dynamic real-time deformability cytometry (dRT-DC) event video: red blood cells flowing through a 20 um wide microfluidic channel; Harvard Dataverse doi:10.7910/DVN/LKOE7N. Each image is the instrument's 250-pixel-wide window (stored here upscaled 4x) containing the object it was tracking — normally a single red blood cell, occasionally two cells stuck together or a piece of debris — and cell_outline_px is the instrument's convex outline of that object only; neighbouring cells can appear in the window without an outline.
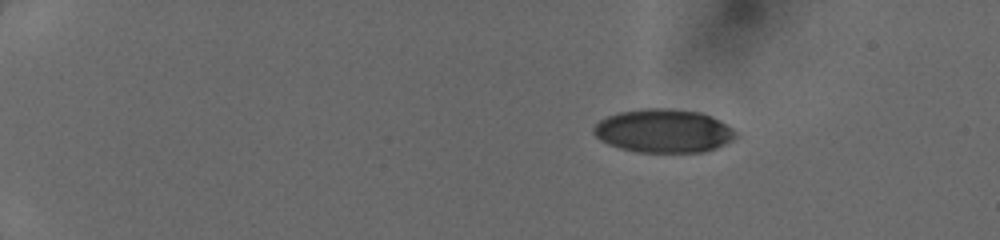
{"species": "human", "species_latin": "Homo sapiens", "temperature_condition": "cold", "stored_images_in_passage": 42, "camera_frame_rate_fps": 3000, "um_per_image_px": 0.085, "donor": {"sex": "female"}, "frame": {"image": 1, "passage_image": 1, "time_ms": 0.0, "image_size_px": [1000, 240], "cell_outline_px": [[740, 136], [716, 148], [704, 152], [636, 152], [620, 148], [608, 144], [600, 140], [592, 132], [592, 128], [600, 120], [608, 116], [620, 112], [644, 108], [668, 108], [700, 112], [712, 116], [720, 120], [732, 128]], "centroid_in_image_um": [56.42, 11.13], "position_along_channel_um": 28.6, "area_um2": 36.18}}
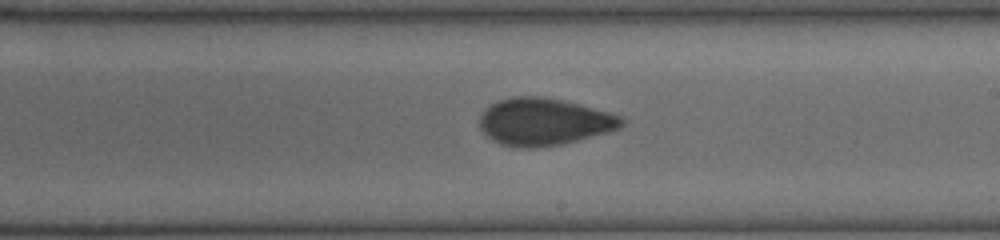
{"frame": {"image": 2, "passage_image": 24, "time_ms": 7.667, "image_size_px": [1000, 240], "cell_outline_px": [[624, 124], [620, 128], [608, 132], [560, 144], [532, 148], [520, 148], [500, 144], [492, 140], [480, 128], [480, 116], [492, 104], [500, 100], [512, 96], [536, 96], [560, 100], [608, 112], [620, 116], [624, 120]], "centroid_in_image_um": [46.22, 10.36], "position_along_channel_um": 242.8, "area_um2": 38.44}}
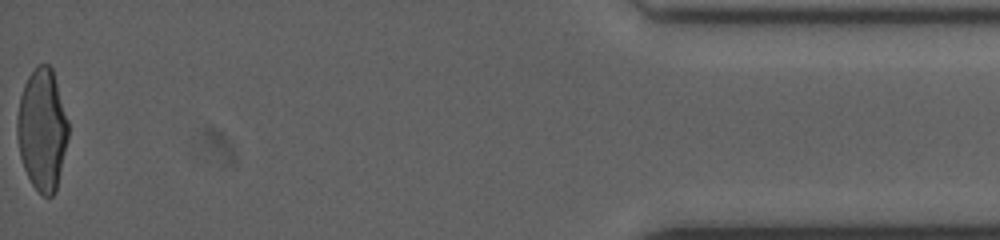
{"frame": {"image": 3, "passage_image": 42, "time_ms": 13.667, "image_size_px": [1000, 240], "cell_outline_px": [[68, 136], [56, 192], [52, 196], [44, 196], [32, 184], [24, 168], [20, 156], [16, 136], [16, 116], [20, 96], [24, 84], [28, 76], [36, 64], [48, 64], [52, 68], [68, 120]], "centroid_in_image_um": [3.57, 10.99], "position_along_channel_um": 431.6, "area_um2": 36.36}}